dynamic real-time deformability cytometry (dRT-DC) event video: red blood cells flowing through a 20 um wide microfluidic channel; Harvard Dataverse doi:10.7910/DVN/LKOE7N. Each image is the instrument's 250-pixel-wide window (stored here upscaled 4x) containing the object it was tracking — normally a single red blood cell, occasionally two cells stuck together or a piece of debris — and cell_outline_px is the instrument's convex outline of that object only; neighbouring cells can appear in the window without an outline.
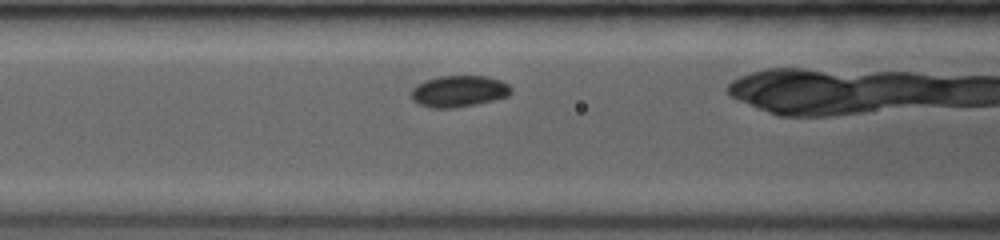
{"species": "common noctule bat (a hibernating species)", "species_latin": "Nyctalus noctula", "temperature_condition": "room temperature", "stored_images_in_passage": 18, "camera_frame_rate_fps": 3500, "um_per_image_px": 0.085, "animal": {"sex": "female", "body_mass_g": 19.0, "forearm_length_mm": 53.3}, "frame": {"image": 1, "passage_image": 3, "time_ms": 1.429, "image_size_px": [1000, 240], "cell_outline_px": [[512, 92], [508, 96], [476, 104], [456, 108], [432, 108], [420, 104], [412, 100], [412, 88], [416, 84], [424, 80], [440, 76], [488, 76], [500, 80], [508, 84], [512, 88]], "centroid_in_image_um": [39.0, 7.75], "position_along_channel_um": 127.6, "area_um2": 18.38}}